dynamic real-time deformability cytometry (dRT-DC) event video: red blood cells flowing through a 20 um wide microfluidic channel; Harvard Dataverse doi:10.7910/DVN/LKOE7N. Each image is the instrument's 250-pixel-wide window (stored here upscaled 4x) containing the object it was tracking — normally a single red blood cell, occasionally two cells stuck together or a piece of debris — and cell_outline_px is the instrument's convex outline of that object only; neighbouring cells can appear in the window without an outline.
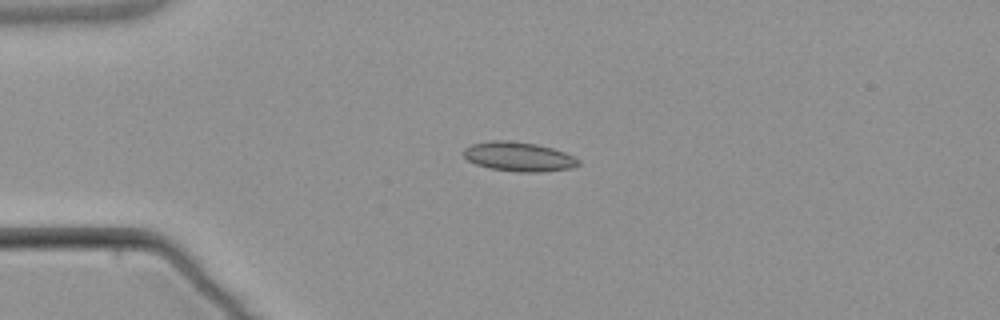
{"species": "common noctule bat (a hibernating species)", "species_latin": "Nyctalus noctula", "temperature_condition": "warm", "stored_images_in_passage": 3, "camera_frame_rate_fps": 3000, "um_per_image_px": 0.085, "animal": {"sex": "male", "body_mass_g": 21.5, "forearm_length_mm": 52.0}, "frame": {"image": 1, "passage_image": 3, "time_ms": 2.667, "image_size_px": [1000, 320], "cell_outline_px": [[580, 164], [572, 168], [540, 172], [516, 172], [488, 168], [476, 164], [468, 160], [464, 156], [464, 148], [472, 144], [492, 140], [512, 140], [536, 144], [552, 148], [564, 152], [580, 160]], "centroid_in_image_um": [44.09, 13.32], "position_along_channel_um": 40.9, "area_um2": 19.71}}